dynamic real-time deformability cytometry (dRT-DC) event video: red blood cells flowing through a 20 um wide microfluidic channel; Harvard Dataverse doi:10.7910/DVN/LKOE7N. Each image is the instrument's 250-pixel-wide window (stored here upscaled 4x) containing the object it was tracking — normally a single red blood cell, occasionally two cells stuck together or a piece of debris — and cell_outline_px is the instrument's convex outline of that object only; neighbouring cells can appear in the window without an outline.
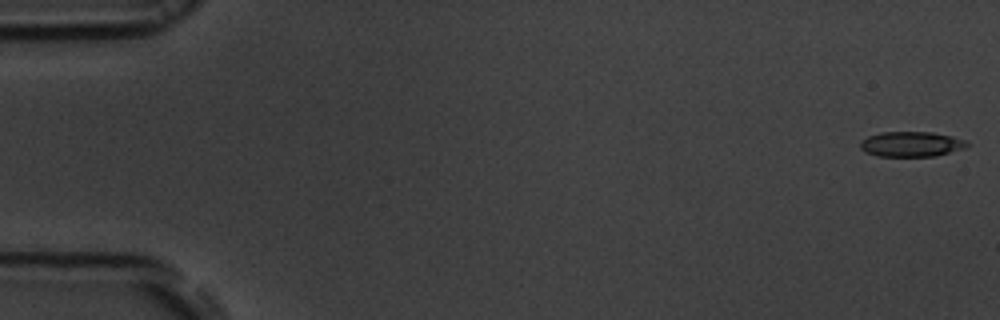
{"species": "common noctule bat (a hibernating species)", "species_latin": "Nyctalus noctula", "temperature_condition": "room temperature", "stored_images_in_passage": 55, "camera_frame_rate_fps": 3000, "um_per_image_px": 0.085, "animal": {"sex": "male", "body_mass_g": 19.5, "forearm_length_mm": 54.6}, "frame": {"image": 1, "passage_image": 1, "time_ms": 0.0, "image_size_px": [1000, 320], "cell_outline_px": [[968, 144], [964, 148], [936, 156], [876, 156], [864, 152], [860, 148], [860, 140], [868, 136], [880, 132], [932, 132], [952, 136], [964, 140]], "centroid_in_image_um": [77.4, 12.25], "position_along_channel_um": 7.6, "area_um2": 15.66}}
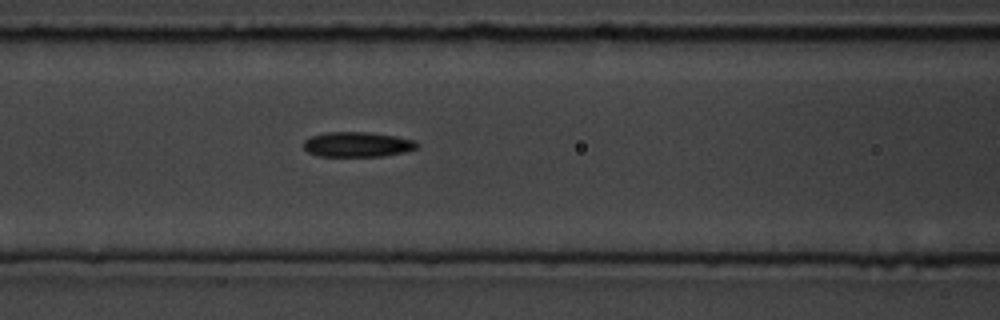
{"frame": {"image": 2, "passage_image": 23, "time_ms": 7.333, "image_size_px": [1000, 320], "cell_outline_px": [[420, 144], [416, 148], [404, 152], [384, 156], [316, 156], [308, 152], [304, 148], [304, 140], [312, 136], [324, 132], [368, 132], [396, 136], [416, 140]], "centroid_in_image_um": [30.39, 12.27], "position_along_channel_um": 136.2, "area_um2": 16.65}}
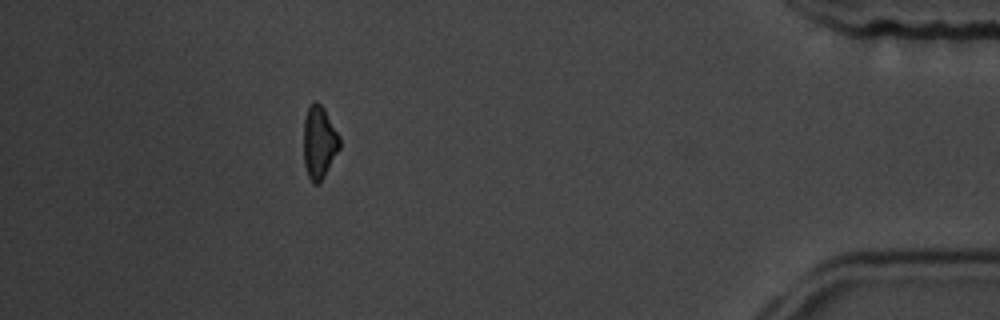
{"frame": {"image": 3, "passage_image": 49, "time_ms": 16.0, "image_size_px": [1000, 320], "cell_outline_px": [[340, 148], [320, 184], [312, 184], [308, 176], [304, 164], [304, 120], [308, 108], [312, 100], [316, 100], [324, 108], [340, 136]], "centroid_in_image_um": [27.13, 12.1], "position_along_channel_um": 408.1, "area_um2": 15.43}, "authors_computed_cell_mechanics": {"area_um2": 16.2996, "velocity_mm_per_s": 3.7506, "shape_relaxation_time_tau1_ms": 2.9792, "shape_relaxation_time_tau2_ms": 5.7478, "deformation_change_tau1": 0.1404, "deformation_change_tau2": 0.1495}}